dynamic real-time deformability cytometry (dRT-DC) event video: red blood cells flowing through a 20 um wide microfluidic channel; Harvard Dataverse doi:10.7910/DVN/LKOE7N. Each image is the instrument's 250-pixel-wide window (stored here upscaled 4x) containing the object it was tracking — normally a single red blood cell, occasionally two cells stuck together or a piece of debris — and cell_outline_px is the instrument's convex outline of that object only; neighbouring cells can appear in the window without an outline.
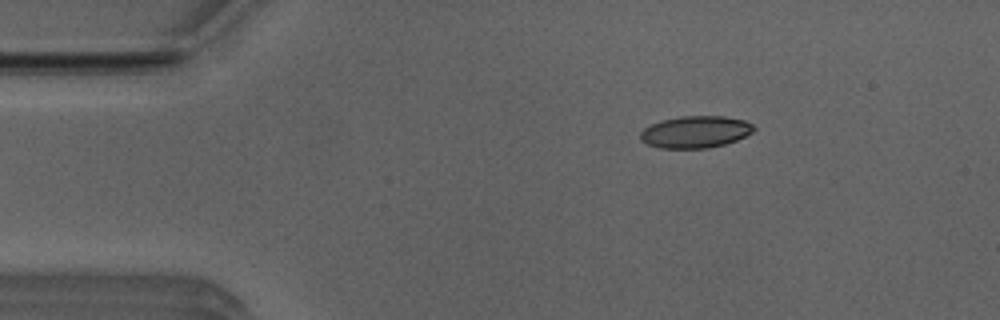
{"species": "Egyptian fruit bat (a non-hibernating species)", "species_latin": "Rousettus aegyptiacus", "temperature_condition": "room temperature", "stored_images_in_passage": 44, "camera_frame_rate_fps": 3000, "um_per_image_px": 0.085, "animal": {"sex": "male"}, "frame": {"image": 1, "passage_image": 1, "time_ms": 0.0, "image_size_px": [1000, 320], "cell_outline_px": [[756, 128], [752, 132], [736, 140], [724, 144], [708, 148], [660, 148], [648, 144], [640, 140], [640, 132], [644, 128], [660, 120], [680, 116], [724, 116], [744, 120], [752, 124]], "centroid_in_image_um": [59.09, 11.2], "position_along_channel_um": 25.9, "area_um2": 21.1}}
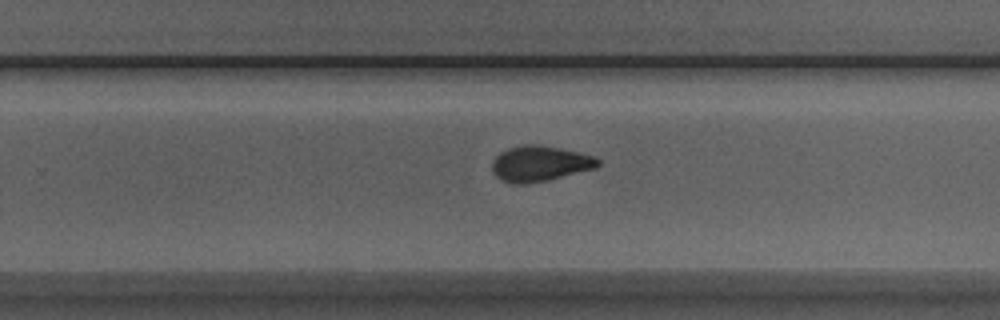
{"frame": {"image": 2, "passage_image": 25, "time_ms": 8.0, "image_size_px": [1000, 320], "cell_outline_px": [[600, 164], [596, 168], [548, 180], [524, 184], [512, 184], [500, 180], [496, 176], [492, 168], [492, 160], [500, 152], [508, 148], [524, 144], [540, 144], [560, 148], [596, 156], [600, 160]], "centroid_in_image_um": [45.88, 13.9], "position_along_channel_um": 283.9, "area_um2": 22.14}}
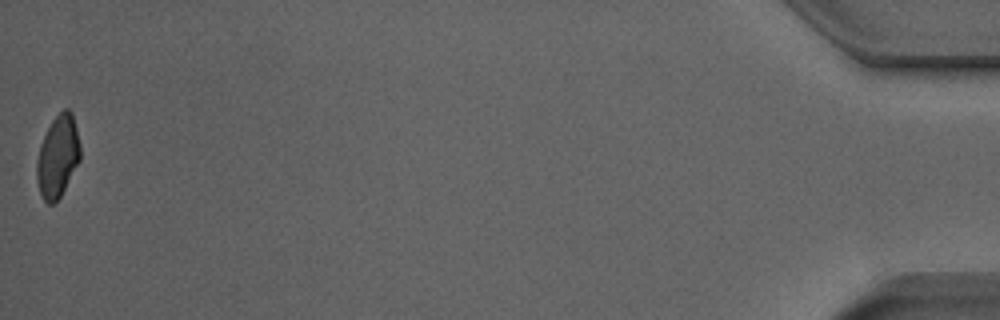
{"frame": {"image": 3, "passage_image": 44, "time_ms": 14.333, "image_size_px": [1000, 320], "cell_outline_px": [[80, 160], [60, 196], [52, 204], [48, 204], [44, 200], [40, 192], [36, 180], [36, 160], [40, 144], [52, 120], [64, 108], [68, 108], [72, 112], [80, 144]], "centroid_in_image_um": [4.9, 13.28], "position_along_channel_um": 430.3, "area_um2": 20.63}, "authors_computed_cell_mechanics": {"area_um2": 21.675, "velocity_mm_per_s": 3.9662, "shape_relaxation_time_tau1_ms": 6.4438, "shape_relaxation_time_tau2_ms": 1.9976, "deformation_change_tau1": 0.1691, "deformation_change_tau2": 0.0838}}